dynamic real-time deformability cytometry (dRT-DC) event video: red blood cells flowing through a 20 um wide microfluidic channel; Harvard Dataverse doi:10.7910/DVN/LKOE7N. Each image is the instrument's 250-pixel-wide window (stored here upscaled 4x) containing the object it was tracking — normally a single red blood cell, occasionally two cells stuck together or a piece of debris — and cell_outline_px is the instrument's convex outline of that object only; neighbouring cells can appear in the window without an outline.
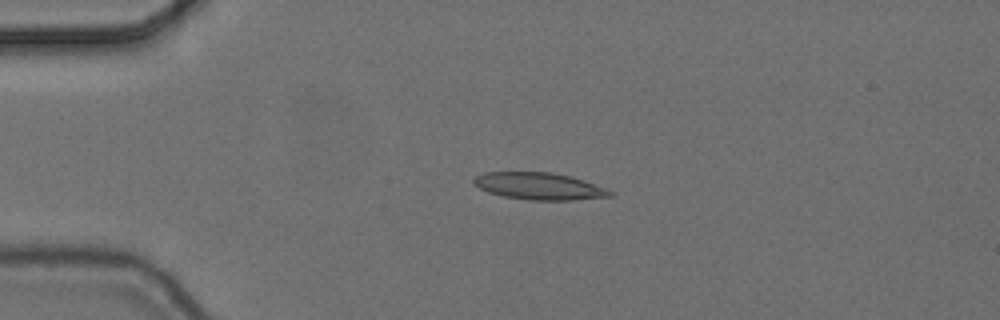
{"species": "common noctule bat (a hibernating species)", "species_latin": "Nyctalus noctula", "temperature_condition": "cold", "stored_images_in_passage": 3, "camera_frame_rate_fps": 3000, "um_per_image_px": 0.085, "animal": {"sex": "female", "body_mass_g": 24.6, "forearm_length_mm": 56.2}, "frame": {"image": 1, "passage_image": 3, "time_ms": 0.667, "image_size_px": [1000, 320], "cell_outline_px": [[616, 192], [612, 196], [572, 200], [532, 200], [504, 196], [488, 192], [480, 188], [472, 180], [476, 176], [484, 172], [552, 172], [572, 176], [608, 188]], "centroid_in_image_um": [45.9, 15.82], "position_along_channel_um": 39.1, "area_um2": 21.56}}